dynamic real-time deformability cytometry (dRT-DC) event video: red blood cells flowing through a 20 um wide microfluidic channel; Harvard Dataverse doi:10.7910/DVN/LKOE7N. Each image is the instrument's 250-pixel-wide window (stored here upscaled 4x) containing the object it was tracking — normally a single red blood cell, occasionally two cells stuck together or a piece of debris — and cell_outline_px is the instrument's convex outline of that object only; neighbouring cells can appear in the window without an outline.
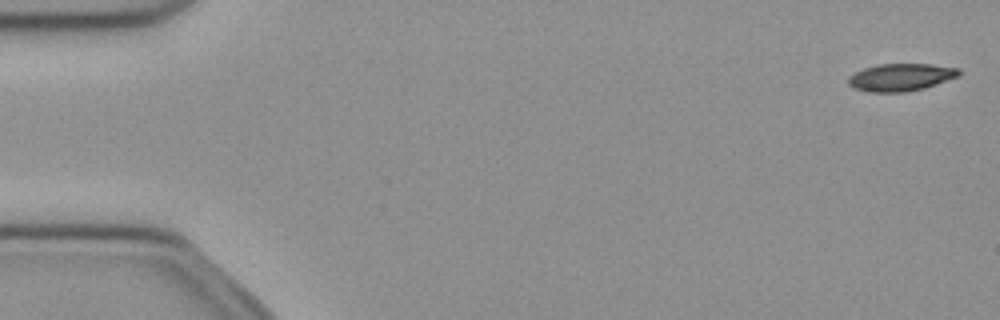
{"species": "common noctule bat (a hibernating species)", "species_latin": "Nyctalus noctula", "temperature_condition": "cold", "stored_images_in_passage": 15, "camera_frame_rate_fps": 3000, "um_per_image_px": 0.085, "animal": {"sex": "female", "body_mass_g": 21.9}, "frame": {"image": 1, "passage_image": 1, "time_ms": 0.0, "image_size_px": [1000, 320], "cell_outline_px": [[960, 76], [924, 88], [904, 92], [872, 92], [852, 88], [848, 84], [848, 76], [864, 68], [876, 64], [932, 64], [960, 68]], "centroid_in_image_um": [76.57, 6.56], "position_along_channel_um": 8.4, "area_um2": 17.8}}